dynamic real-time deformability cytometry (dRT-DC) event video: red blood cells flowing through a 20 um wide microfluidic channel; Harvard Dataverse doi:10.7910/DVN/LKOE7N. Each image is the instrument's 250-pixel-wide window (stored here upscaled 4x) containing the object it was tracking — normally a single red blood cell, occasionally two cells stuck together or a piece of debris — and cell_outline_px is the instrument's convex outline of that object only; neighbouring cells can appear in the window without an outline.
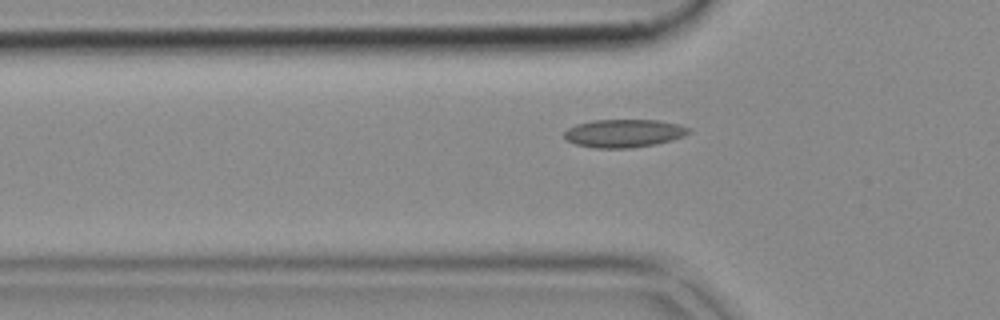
{"species": "common noctule bat (a hibernating species)", "species_latin": "Nyctalus noctula", "temperature_condition": "cold", "stored_images_in_passage": 33, "camera_frame_rate_fps": 3000, "um_per_image_px": 0.085, "animal": {"sex": "female", "body_mass_g": 18.4}, "frame": {"image": 1, "passage_image": 4, "time_ms": 1.0, "image_size_px": [1000, 320], "cell_outline_px": [[692, 132], [684, 136], [672, 140], [656, 144], [632, 148], [596, 148], [576, 144], [568, 140], [564, 136], [564, 132], [568, 128], [576, 124], [592, 120], [656, 120], [680, 124], [692, 128]], "centroid_in_image_um": [53.08, 11.32], "position_along_channel_um": 72.7, "area_um2": 20.52}}
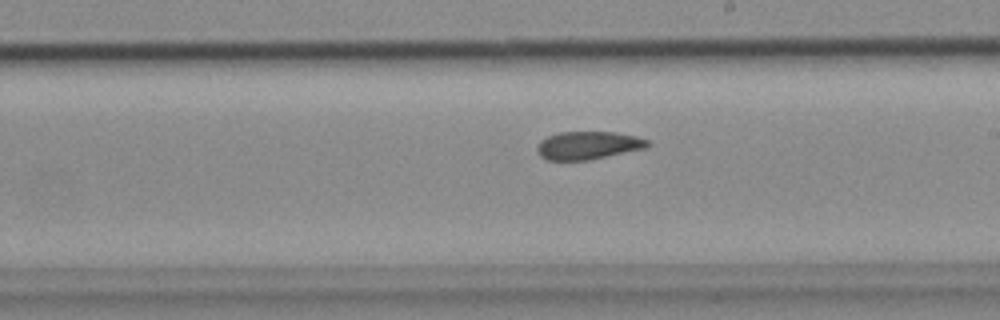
{"frame": {"image": 2, "passage_image": 17, "time_ms": 5.333, "image_size_px": [1000, 320], "cell_outline_px": [[652, 144], [644, 148], [588, 160], [548, 160], [540, 156], [536, 148], [540, 140], [548, 136], [560, 132], [616, 132], [636, 136], [648, 140]], "centroid_in_image_um": [49.98, 12.35], "position_along_channel_um": 239.0, "area_um2": 17.92}}
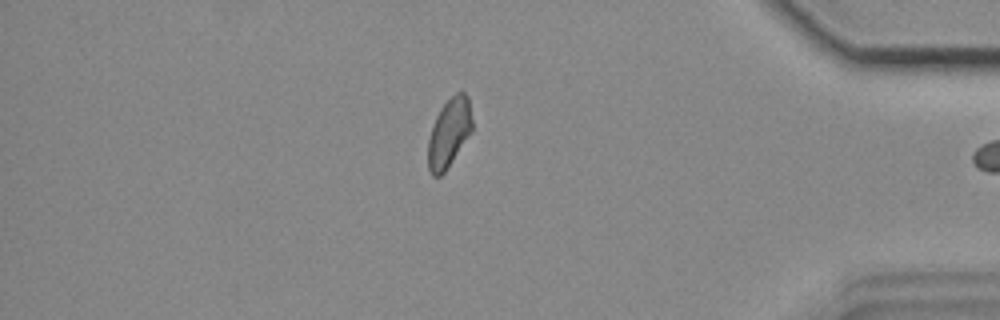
{"frame": {"image": 3, "passage_image": 32, "time_ms": 10.333, "image_size_px": [1000, 320], "cell_outline_px": [[472, 132], [444, 172], [440, 176], [432, 176], [428, 168], [428, 140], [432, 124], [440, 108], [456, 92], [464, 92], [468, 96], [472, 120]], "centroid_in_image_um": [38.16, 11.29], "position_along_channel_um": 397.0, "area_um2": 17.69}}